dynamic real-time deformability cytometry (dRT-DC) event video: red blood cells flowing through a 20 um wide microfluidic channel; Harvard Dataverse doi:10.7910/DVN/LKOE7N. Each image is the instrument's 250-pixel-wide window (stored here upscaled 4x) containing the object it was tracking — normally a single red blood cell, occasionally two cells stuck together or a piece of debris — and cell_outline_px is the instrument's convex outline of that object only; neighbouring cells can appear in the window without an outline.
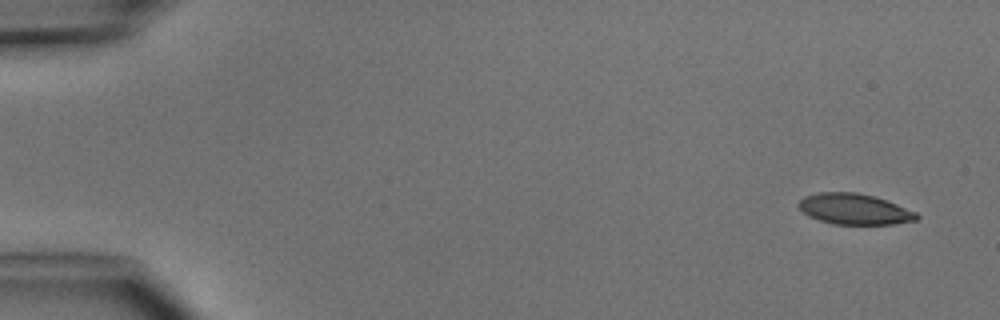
{"species": "common noctule bat (a hibernating species)", "species_latin": "Nyctalus noctula", "temperature_condition": "cold", "stored_images_in_passage": 5, "camera_frame_rate_fps": 3000, "um_per_image_px": 0.085, "animal": {"sex": "male", "body_mass_g": 15.6}, "frame": {"image": 1, "passage_image": 1, "time_ms": 0.0, "image_size_px": [1000, 320], "cell_outline_px": [[920, 216], [916, 220], [892, 224], [832, 224], [808, 216], [796, 204], [804, 196], [820, 192], [856, 192], [876, 196], [916, 212]], "centroid_in_image_um": [72.61, 17.76], "position_along_channel_um": 12.4, "area_um2": 21.15}}
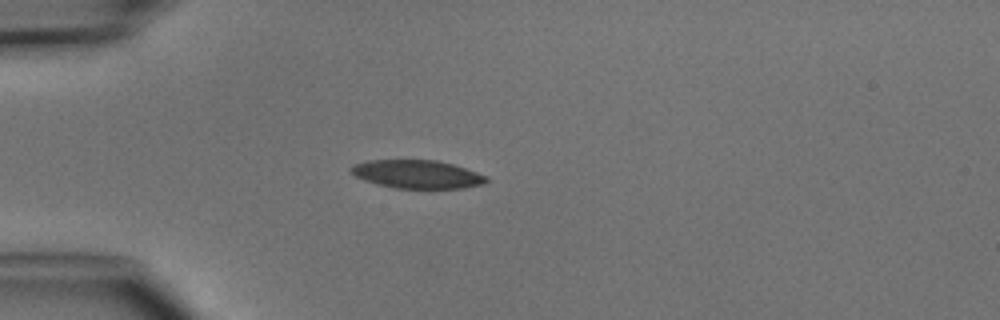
{"frame": {"image": 2, "passage_image": 4, "time_ms": 3.667, "image_size_px": [1000, 320], "cell_outline_px": [[488, 180], [484, 184], [464, 188], [396, 188], [376, 184], [364, 180], [348, 172], [348, 168], [352, 164], [368, 160], [436, 160], [452, 164], [488, 176]], "centroid_in_image_um": [35.41, 14.8], "position_along_channel_um": 49.6, "area_um2": 22.43}}